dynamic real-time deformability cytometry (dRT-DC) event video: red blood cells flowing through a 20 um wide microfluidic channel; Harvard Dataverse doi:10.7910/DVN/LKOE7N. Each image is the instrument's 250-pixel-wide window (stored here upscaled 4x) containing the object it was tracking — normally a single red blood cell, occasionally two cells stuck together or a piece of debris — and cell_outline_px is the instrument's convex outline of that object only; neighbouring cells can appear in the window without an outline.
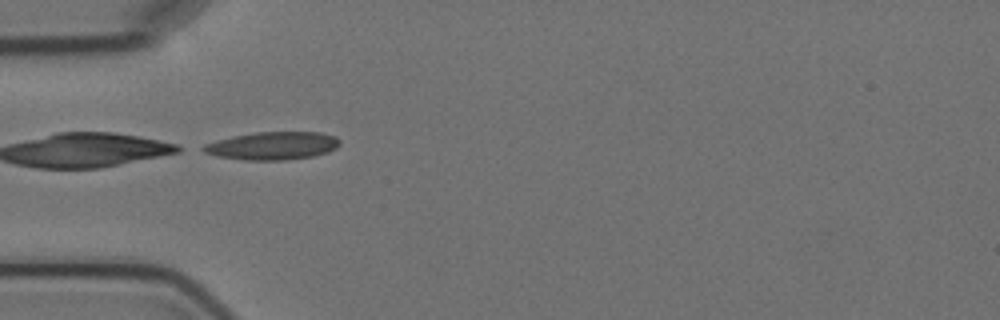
{"species": "Egyptian fruit bat (a non-hibernating species)", "species_latin": "Rousettus aegyptiacus", "temperature_condition": "cold", "stored_images_in_passage": 6, "camera_frame_rate_fps": 3000, "um_per_image_px": 0.085, "animal": {"sex": "female"}, "frame": {"image": 1, "passage_image": 5, "time_ms": 4.667, "image_size_px": [1000, 320], "cell_outline_px": [[340, 144], [336, 148], [328, 152], [312, 156], [284, 160], [244, 160], [216, 156], [204, 152], [196, 148], [204, 144], [232, 136], [256, 132], [320, 132], [336, 136], [340, 140]], "centroid_in_image_um": [23.14, 12.39], "position_along_channel_um": 61.9, "area_um2": 22.37}}